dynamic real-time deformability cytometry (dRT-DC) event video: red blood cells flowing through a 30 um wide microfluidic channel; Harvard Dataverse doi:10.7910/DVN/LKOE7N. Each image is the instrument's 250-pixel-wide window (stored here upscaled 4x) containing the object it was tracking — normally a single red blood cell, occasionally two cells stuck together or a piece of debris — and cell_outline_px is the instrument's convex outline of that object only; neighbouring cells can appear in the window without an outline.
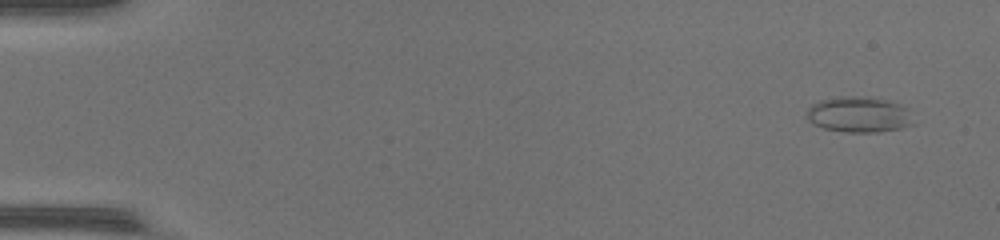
{"species": "common noctule bat (a hibernating species)", "species_latin": "Nyctalus noctula", "temperature_condition": "warm", "stored_images_in_passage": 53, "camera_frame_rate_fps": 3000, "um_per_image_px": 0.085, "animal": {"sex": "female", "body_mass_g": 17.0, "forearm_length_mm": 48.0}, "frame": {"image": 1, "passage_image": 4, "time_ms": 1.0, "image_size_px": [1000, 240], "cell_outline_px": [[916, 124], [900, 128], [880, 132], [844, 132], [824, 128], [812, 124], [808, 120], [808, 108], [812, 104], [820, 100], [840, 96], [868, 96], [900, 104], [908, 108]], "centroid_in_image_um": [73.04, 9.74], "position_along_channel_um": 12.0, "area_um2": 22.43}}
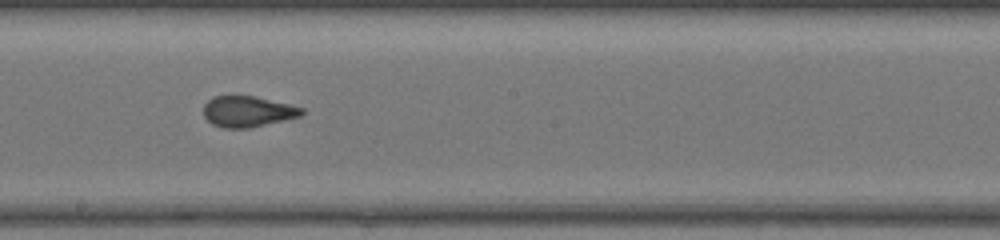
{"frame": {"image": 2, "passage_image": 31, "time_ms": 10.0, "image_size_px": [1000, 240], "cell_outline_px": [[304, 112], [300, 116], [248, 128], [224, 128], [212, 124], [204, 116], [204, 104], [212, 96], [252, 96], [288, 104], [304, 108]], "centroid_in_image_um": [21.02, 9.48], "position_along_channel_um": 227.2, "area_um2": 17.4}}
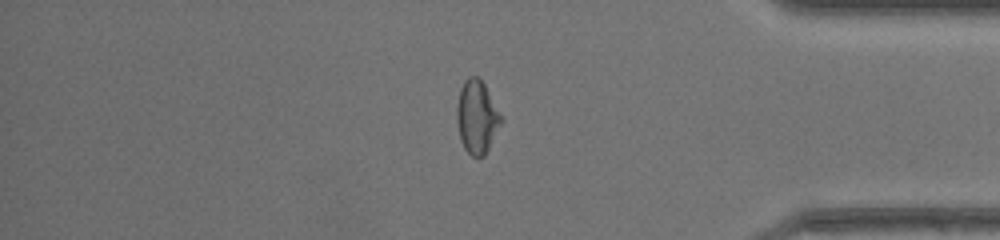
{"frame": {"image": 3, "passage_image": 45, "time_ms": 14.667, "image_size_px": [1000, 240], "cell_outline_px": [[504, 120], [484, 156], [472, 156], [464, 148], [460, 140], [456, 120], [456, 108], [460, 88], [464, 80], [468, 76], [480, 76]], "centroid_in_image_um": [40.53, 9.91], "position_along_channel_um": 394.7, "area_um2": 19.07}}